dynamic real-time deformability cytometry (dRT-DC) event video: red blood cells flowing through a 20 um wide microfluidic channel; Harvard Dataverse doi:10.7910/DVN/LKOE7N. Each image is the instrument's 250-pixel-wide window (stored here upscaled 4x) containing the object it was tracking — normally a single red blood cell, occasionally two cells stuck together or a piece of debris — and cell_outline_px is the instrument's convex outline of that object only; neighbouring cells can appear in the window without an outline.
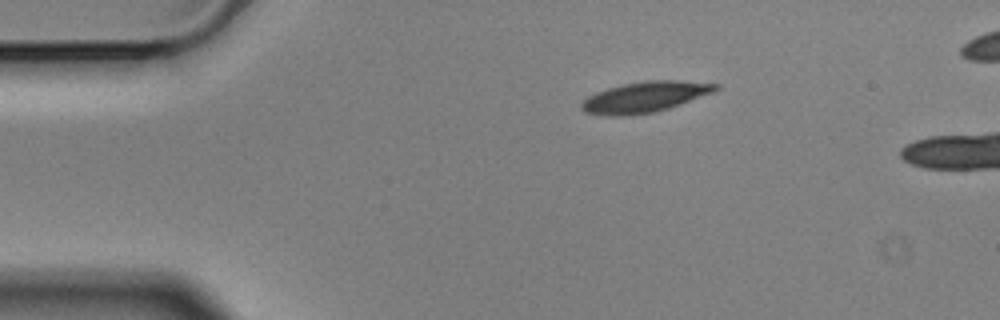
{"species": "Egyptian fruit bat (a non-hibernating species)", "species_latin": "Rousettus aegyptiacus", "temperature_condition": "cold", "stored_images_in_passage": 3, "camera_frame_rate_fps": 3000, "um_per_image_px": 0.085, "animal": {"sex": "male"}, "frame": {"image": 1, "passage_image": 1, "time_ms": 0.0, "image_size_px": [1000, 320], "cell_outline_px": [[720, 88], [712, 92], [680, 104], [668, 108], [652, 112], [620, 116], [608, 116], [584, 112], [580, 108], [580, 104], [588, 96], [596, 92], [608, 88], [624, 84], [644, 80], [680, 80], [720, 84]], "centroid_in_image_um": [54.79, 8.23], "position_along_channel_um": 30.2, "area_um2": 23.81}}